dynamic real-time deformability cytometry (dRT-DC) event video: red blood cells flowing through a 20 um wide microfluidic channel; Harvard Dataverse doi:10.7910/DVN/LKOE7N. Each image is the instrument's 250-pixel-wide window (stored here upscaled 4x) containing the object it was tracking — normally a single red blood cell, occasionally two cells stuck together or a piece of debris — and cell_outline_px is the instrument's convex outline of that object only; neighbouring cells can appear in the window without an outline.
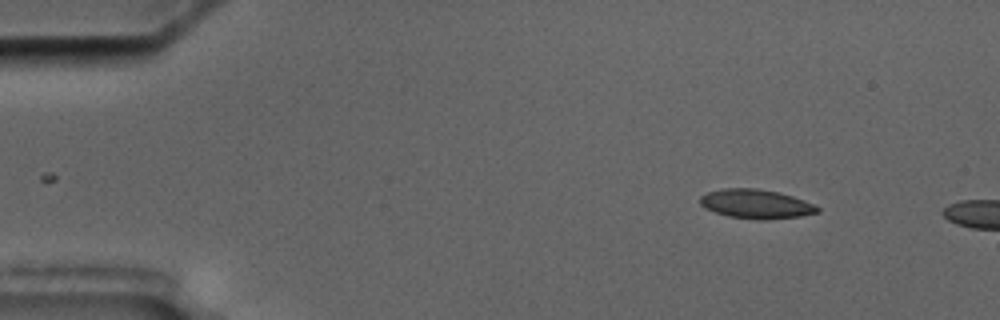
{"species": "common noctule bat (a hibernating species)", "species_latin": "Nyctalus noctula", "temperature_condition": "cold", "stored_images_in_passage": 3, "camera_frame_rate_fps": 3000, "um_per_image_px": 0.085, "animal": {"sex": "male", "body_mass_g": 17.5, "forearm_length_mm": 52.3}, "frame": {"image": 1, "passage_image": 3, "time_ms": 3.333, "image_size_px": [1000, 320], "cell_outline_px": [[820, 212], [800, 216], [764, 220], [760, 220], [728, 216], [704, 208], [700, 204], [700, 196], [708, 192], [720, 188], [756, 188], [776, 192], [792, 196], [804, 200], [820, 208]], "centroid_in_image_um": [64.24, 17.33], "position_along_channel_um": 20.8, "area_um2": 19.88}}